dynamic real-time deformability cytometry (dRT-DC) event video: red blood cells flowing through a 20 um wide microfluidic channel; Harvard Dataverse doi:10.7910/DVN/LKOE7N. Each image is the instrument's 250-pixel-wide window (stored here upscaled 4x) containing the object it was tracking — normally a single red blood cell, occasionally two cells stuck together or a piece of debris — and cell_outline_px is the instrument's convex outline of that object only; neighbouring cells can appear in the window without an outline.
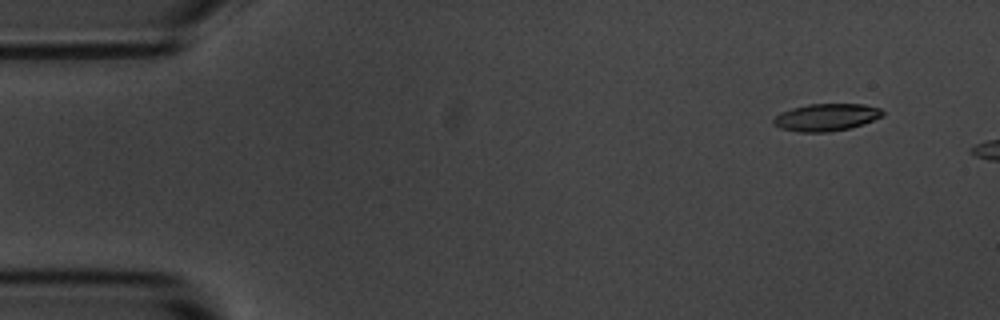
{"species": "common noctule bat (a hibernating species)", "species_latin": "Nyctalus noctula", "temperature_condition": "room temperature", "stored_images_in_passage": 3, "camera_frame_rate_fps": 3000, "um_per_image_px": 0.085, "animal": {"sex": "male", "body_mass_g": 20.1, "forearm_length_mm": 53.5}, "frame": {"image": 1, "passage_image": 2, "time_ms": 1.0, "image_size_px": [1000, 320], "cell_outline_px": [[884, 116], [848, 128], [828, 132], [796, 132], [780, 128], [772, 124], [772, 120], [780, 112], [792, 108], [808, 104], [864, 104], [880, 108], [884, 112]], "centroid_in_image_um": [70.19, 9.96], "position_along_channel_um": 14.8, "area_um2": 17.34}}